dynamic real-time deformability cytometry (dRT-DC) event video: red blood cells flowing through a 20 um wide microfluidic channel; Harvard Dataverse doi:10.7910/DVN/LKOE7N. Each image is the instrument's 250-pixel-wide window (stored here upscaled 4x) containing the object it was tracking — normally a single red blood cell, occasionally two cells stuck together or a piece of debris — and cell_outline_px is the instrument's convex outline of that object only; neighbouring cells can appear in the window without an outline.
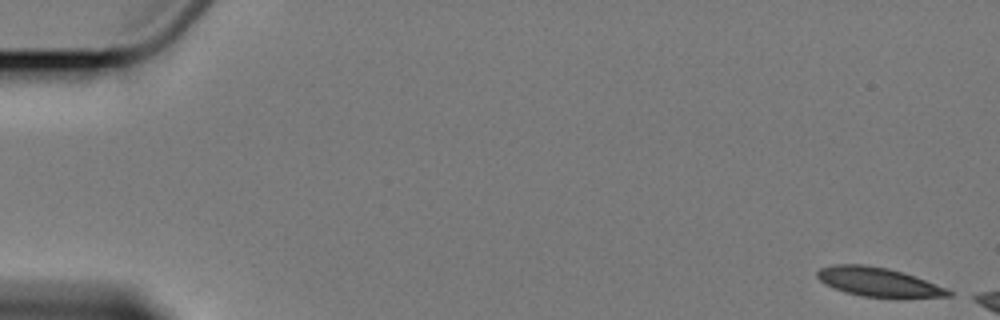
{"species": "Egyptian fruit bat (a non-hibernating species)", "species_latin": "Rousettus aegyptiacus", "temperature_condition": "cold", "stored_images_in_passage": 3, "camera_frame_rate_fps": 3000, "um_per_image_px": 0.085, "animal": {"sex": "female"}, "frame": {"image": 1, "passage_image": 1, "time_ms": 0.0, "image_size_px": [1000, 320], "cell_outline_px": [[952, 296], [896, 300], [860, 296], [844, 292], [820, 280], [816, 276], [816, 272], [820, 268], [832, 264], [864, 264], [888, 268], [948, 288], [952, 292]], "centroid_in_image_um": [74.71, 24.01], "position_along_channel_um": 10.3, "area_um2": 22.77}}